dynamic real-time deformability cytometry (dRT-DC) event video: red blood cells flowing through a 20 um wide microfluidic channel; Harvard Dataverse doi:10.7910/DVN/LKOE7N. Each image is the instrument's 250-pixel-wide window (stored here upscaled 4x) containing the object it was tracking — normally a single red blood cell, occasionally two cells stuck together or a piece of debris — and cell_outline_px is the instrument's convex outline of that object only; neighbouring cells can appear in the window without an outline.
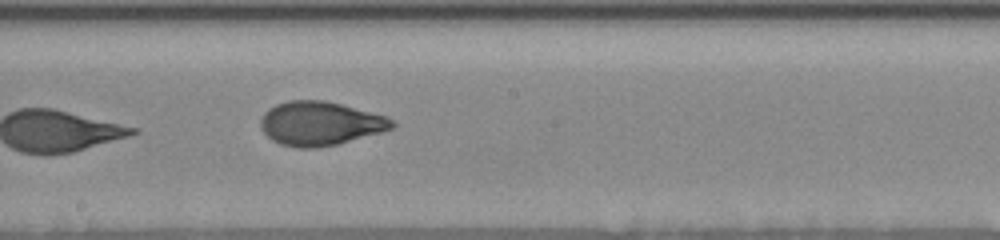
{"species": "human", "species_latin": "Homo sapiens", "temperature_condition": "room temperature", "stored_images_in_passage": 20, "camera_frame_rate_fps": 3000, "um_per_image_px": 0.085, "donor": {"sex": "female"}, "frame": {"image": 1, "passage_image": 12, "time_ms": 9.667, "image_size_px": [1000, 240], "cell_outline_px": [[396, 124], [392, 128], [380, 132], [336, 144], [316, 148], [296, 148], [280, 144], [272, 140], [260, 128], [260, 120], [264, 112], [268, 108], [276, 104], [288, 100], [324, 100], [388, 116]], "centroid_in_image_um": [27.17, 10.49], "position_along_channel_um": 221.0, "area_um2": 33.58}}
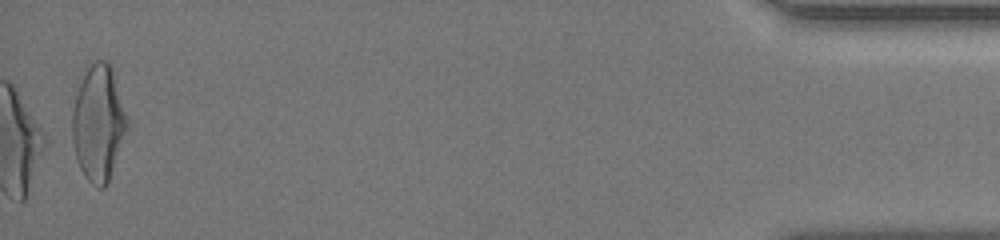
{"frame": {"image": 2, "passage_image": 20, "time_ms": 17.0, "image_size_px": [1000, 240], "cell_outline_px": [[128, 128], [108, 180], [104, 188], [100, 188], [92, 184], [84, 176], [80, 168], [76, 156], [72, 140], [72, 112], [76, 96], [80, 84], [88, 68], [96, 60], [108, 60], [112, 68], [128, 120]], "centroid_in_image_um": [8.37, 10.47], "position_along_channel_um": 426.8, "area_um2": 36.47}, "authors_computed_cell_mechanics": {"area_um2": 33.7552, "velocity_mm_per_s": 3.9068, "shape_relaxation_time_tau1_ms": 5.47, "shape_relaxation_time_tau2_ms": null, "deformation_change_tau1": 0.1576, "deformation_change_tau2": null}}